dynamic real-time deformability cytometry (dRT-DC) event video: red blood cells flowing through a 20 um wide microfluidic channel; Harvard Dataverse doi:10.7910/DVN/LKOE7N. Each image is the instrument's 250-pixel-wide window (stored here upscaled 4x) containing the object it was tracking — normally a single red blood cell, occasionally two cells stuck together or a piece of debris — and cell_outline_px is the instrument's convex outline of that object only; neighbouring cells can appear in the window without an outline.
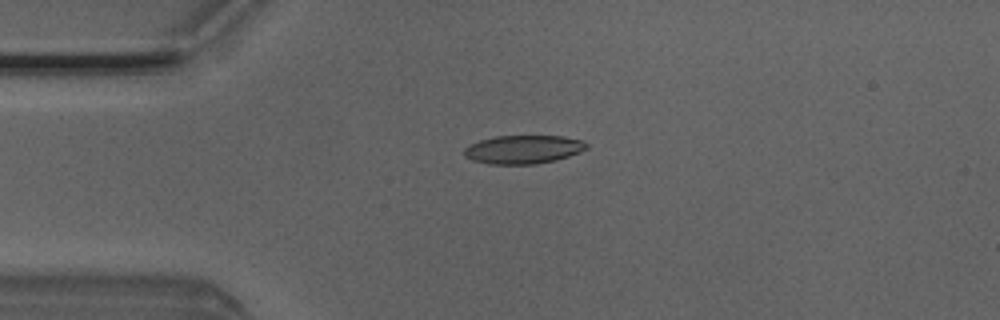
{"species": "Egyptian fruit bat (a non-hibernating species)", "species_latin": "Rousettus aegyptiacus", "temperature_condition": "room temperature", "stored_images_in_passage": 3, "camera_frame_rate_fps": 3000, "um_per_image_px": 0.085, "animal": {"sex": "male"}, "frame": {"image": 1, "passage_image": 2, "time_ms": 0.333, "image_size_px": [1000, 320], "cell_outline_px": [[588, 148], [580, 152], [556, 160], [536, 164], [488, 164], [472, 160], [464, 156], [464, 148], [480, 140], [496, 136], [564, 136], [584, 140], [588, 144]], "centroid_in_image_um": [44.51, 12.7], "position_along_channel_um": 40.5, "area_um2": 20.4}}